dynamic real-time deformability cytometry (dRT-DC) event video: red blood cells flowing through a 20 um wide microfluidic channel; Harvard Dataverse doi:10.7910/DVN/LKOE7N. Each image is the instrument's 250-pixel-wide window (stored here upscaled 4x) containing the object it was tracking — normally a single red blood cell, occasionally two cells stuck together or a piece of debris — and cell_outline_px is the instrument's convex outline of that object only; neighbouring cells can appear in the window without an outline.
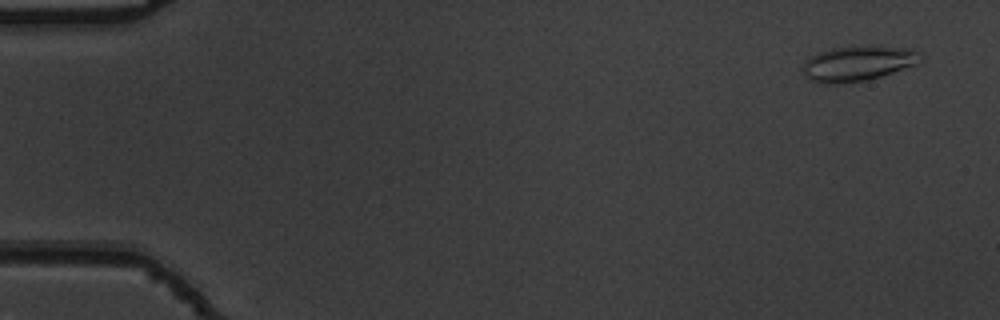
{"species": "common noctule bat (a hibernating species)", "species_latin": "Nyctalus noctula", "temperature_condition": "warm", "stored_images_in_passage": 53, "camera_frame_rate_fps": 3000, "um_per_image_px": 0.085, "animal": {"sex": "male", "body_mass_g": 19.5, "forearm_length_mm": 54.6}, "frame": {"image": 1, "passage_image": 3, "time_ms": 0.667, "image_size_px": [1000, 320], "cell_outline_px": [[924, 56], [916, 64], [880, 76], [864, 80], [832, 84], [820, 84], [808, 80], [804, 76], [804, 64], [812, 56], [820, 52], [832, 48], [868, 44], [908, 48], [920, 52]], "centroid_in_image_um": [72.94, 5.37], "position_along_channel_um": 12.1, "area_um2": 24.22}}
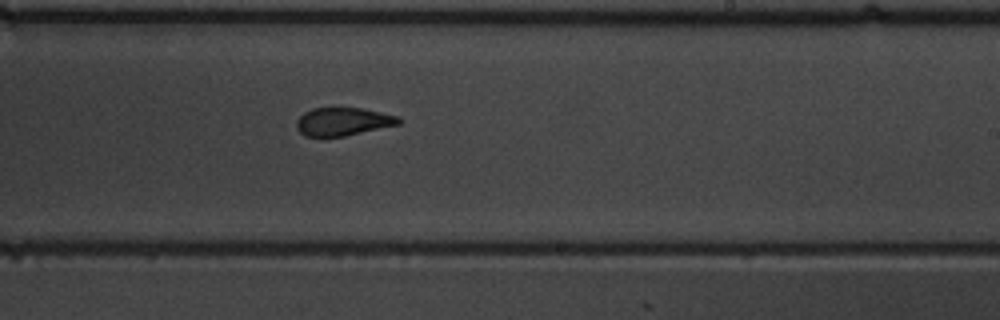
{"frame": {"image": 2, "passage_image": 33, "time_ms": 10.667, "image_size_px": [1000, 320], "cell_outline_px": [[400, 124], [344, 136], [304, 136], [296, 128], [296, 120], [304, 112], [312, 108], [364, 108], [400, 116]], "centroid_in_image_um": [29.15, 10.32], "position_along_channel_um": 259.8, "area_um2": 16.76}}
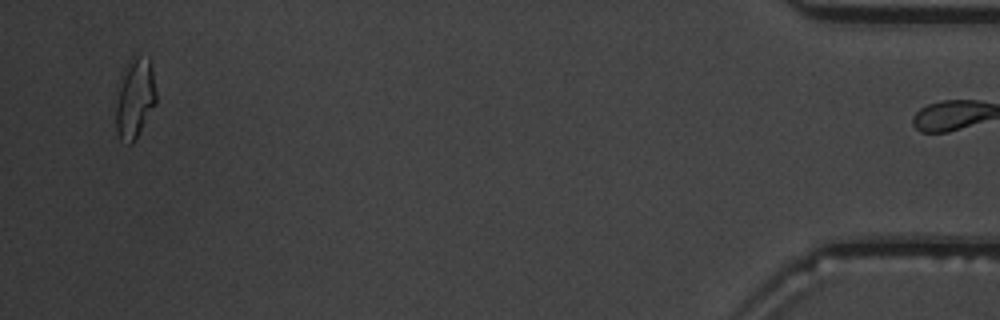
{"frame": {"image": 3, "passage_image": 52, "time_ms": 17.0, "image_size_px": [1000, 320], "cell_outline_px": [[156, 104], [132, 144], [128, 144], [120, 140], [116, 132], [116, 104], [124, 68], [132, 56], [148, 56], [152, 64], [156, 92]], "centroid_in_image_um": [11.48, 8.34], "position_along_channel_um": 423.7, "area_um2": 18.79}, "authors_computed_cell_mechanics": {"area_um2": 18.0914, "velocity_mm_per_s": 3.8259, "shape_relaxation_time_tau1_ms": 8.1379, "shape_relaxation_time_tau2_ms": 1.2405, "deformation_change_tau1": 0.2286, "deformation_change_tau2": 0.0836}}